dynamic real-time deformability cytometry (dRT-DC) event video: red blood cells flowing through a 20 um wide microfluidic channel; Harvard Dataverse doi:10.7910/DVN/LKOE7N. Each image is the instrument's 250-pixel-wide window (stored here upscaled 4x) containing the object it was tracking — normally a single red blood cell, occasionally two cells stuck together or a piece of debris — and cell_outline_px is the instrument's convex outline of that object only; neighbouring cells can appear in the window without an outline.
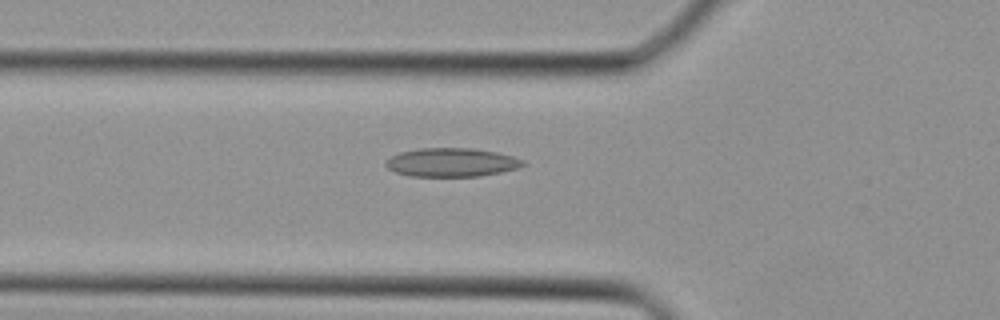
{"species": "Egyptian fruit bat (a non-hibernating species)", "species_latin": "Rousettus aegyptiacus", "temperature_condition": "cold", "stored_images_in_passage": 35, "camera_frame_rate_fps": 3000, "um_per_image_px": 0.085, "animal": {"sex": "female"}, "frame": {"image": 1, "passage_image": 10, "time_ms": 3.0, "image_size_px": [1000, 320], "cell_outline_px": [[528, 164], [520, 168], [480, 176], [408, 176], [396, 172], [388, 168], [384, 164], [384, 160], [400, 152], [420, 148], [472, 148], [496, 152], [512, 156], [524, 160]], "centroid_in_image_um": [38.4, 13.8], "position_along_channel_um": 87.4, "area_um2": 23.06}}
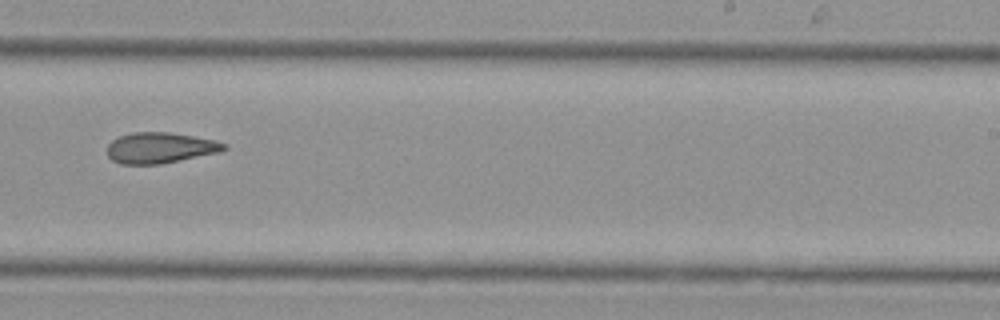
{"frame": {"image": 2, "passage_image": 21, "time_ms": 6.667, "image_size_px": [1000, 320], "cell_outline_px": [[228, 148], [220, 152], [160, 164], [120, 164], [112, 160], [108, 156], [108, 144], [112, 140], [120, 136], [132, 132], [168, 132], [216, 140], [228, 144]], "centroid_in_image_um": [13.63, 12.56], "position_along_channel_um": 275.4, "area_um2": 20.98}}
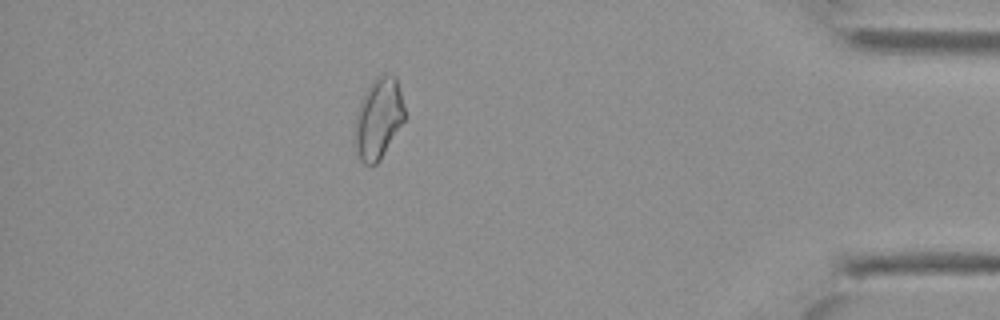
{"frame": {"image": 3, "passage_image": 31, "time_ms": 10.0, "image_size_px": [1000, 320], "cell_outline_px": [[404, 120], [380, 160], [376, 164], [364, 164], [360, 160], [356, 152], [352, 132], [360, 100], [364, 92], [372, 80], [376, 76], [384, 72], [396, 76], [404, 108]], "centroid_in_image_um": [32.12, 10.05], "position_along_channel_um": 403.1, "area_um2": 23.76}}